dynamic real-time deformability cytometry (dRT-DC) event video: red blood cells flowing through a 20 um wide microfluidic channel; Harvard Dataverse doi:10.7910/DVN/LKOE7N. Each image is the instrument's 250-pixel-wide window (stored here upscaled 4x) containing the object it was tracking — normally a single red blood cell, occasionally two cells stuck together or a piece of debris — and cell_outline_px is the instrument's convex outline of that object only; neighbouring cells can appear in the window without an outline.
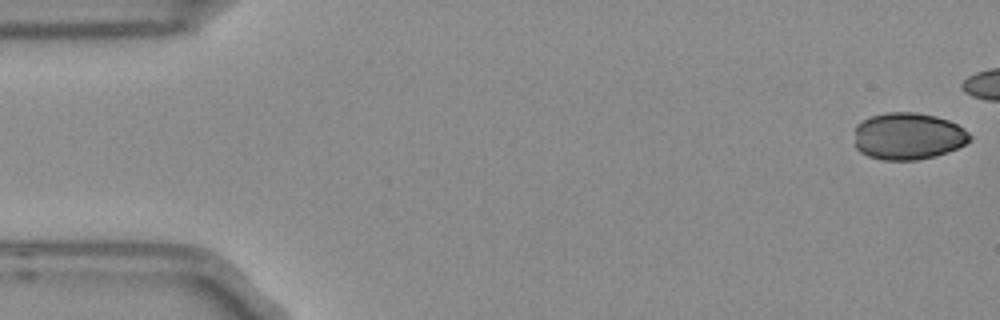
{"species": "Egyptian fruit bat (a non-hibernating species)", "species_latin": "Rousettus aegyptiacus", "temperature_condition": "room temperature", "stored_images_in_passage": 6, "camera_frame_rate_fps": 3000, "um_per_image_px": 0.085, "frame": {"image": 1, "passage_image": 1, "time_ms": 0.0, "image_size_px": [1000, 320], "cell_outline_px": [[972, 140], [948, 152], [936, 156], [916, 160], [884, 160], [868, 156], [860, 152], [856, 148], [856, 124], [872, 116], [888, 112], [916, 112], [936, 116], [948, 120], [964, 128], [972, 136]], "centroid_in_image_um": [77.21, 11.58], "position_along_channel_um": 7.8, "area_um2": 31.62}}